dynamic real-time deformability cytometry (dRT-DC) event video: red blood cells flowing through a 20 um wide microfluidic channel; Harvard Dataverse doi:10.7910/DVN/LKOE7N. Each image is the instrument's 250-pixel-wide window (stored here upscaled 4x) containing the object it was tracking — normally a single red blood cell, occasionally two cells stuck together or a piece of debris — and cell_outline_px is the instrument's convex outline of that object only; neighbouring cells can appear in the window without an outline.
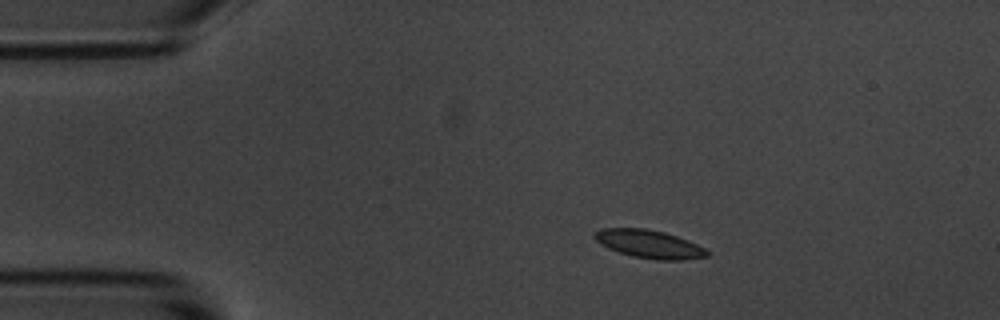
{"species": "common noctule bat (a hibernating species)", "species_latin": "Nyctalus noctula", "temperature_condition": "room temperature", "stored_images_in_passage": 46, "camera_frame_rate_fps": 3000, "um_per_image_px": 0.085, "animal": {"sex": "male", "body_mass_g": 20.1, "forearm_length_mm": 53.5}, "frame": {"image": 1, "passage_image": 1, "time_ms": 0.0, "image_size_px": [1000, 320], "cell_outline_px": [[708, 256], [680, 260], [656, 260], [632, 256], [608, 248], [600, 244], [592, 236], [592, 232], [600, 228], [644, 228], [664, 232], [688, 240], [704, 248], [708, 252]], "centroid_in_image_um": [55.12, 20.73], "position_along_channel_um": 29.9, "area_um2": 18.44}}
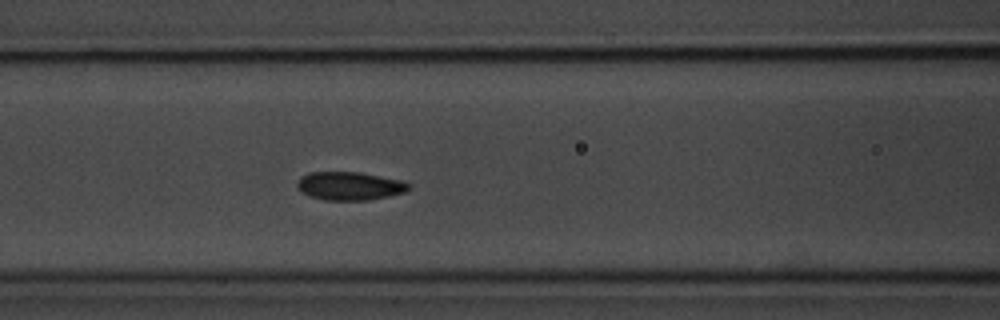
{"frame": {"image": 2, "passage_image": 14, "time_ms": 4.333, "image_size_px": [1000, 320], "cell_outline_px": [[412, 188], [404, 192], [388, 196], [368, 200], [324, 200], [300, 192], [296, 184], [296, 180], [300, 176], [308, 172], [360, 172], [400, 180], [412, 184]], "centroid_in_image_um": [29.7, 15.8], "position_along_channel_um": 136.9, "area_um2": 18.55}}
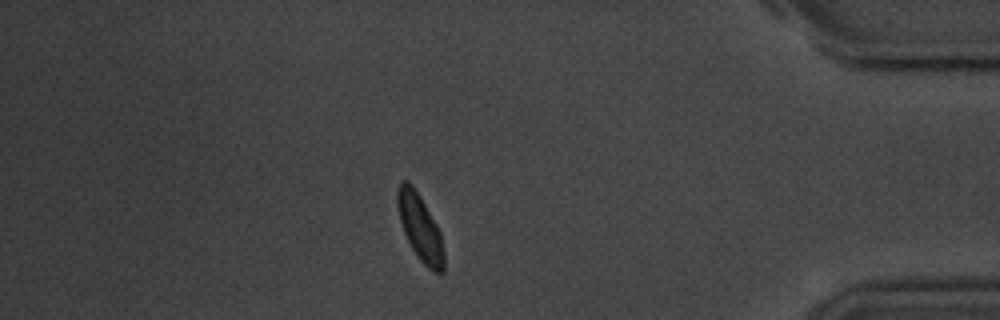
{"frame": {"image": 3, "passage_image": 39, "time_ms": 12.667, "image_size_px": [1000, 320], "cell_outline_px": [[444, 272], [432, 272], [420, 260], [412, 248], [404, 232], [400, 220], [396, 200], [396, 192], [400, 180], [408, 180], [412, 184], [420, 196], [436, 224], [440, 232], [444, 256]], "centroid_in_image_um": [35.69, 19.31], "position_along_channel_um": 399.5, "area_um2": 17.86}, "authors_computed_cell_mechanics": {"area_um2": 18.1203, "velocity_mm_per_s": 3.6152, "shape_relaxation_time_tau1_ms": 1.8334, "shape_relaxation_time_tau2_ms": 1.7153, "deformation_change_tau1": 0.0964, "deformation_change_tau2": 0.0591}}